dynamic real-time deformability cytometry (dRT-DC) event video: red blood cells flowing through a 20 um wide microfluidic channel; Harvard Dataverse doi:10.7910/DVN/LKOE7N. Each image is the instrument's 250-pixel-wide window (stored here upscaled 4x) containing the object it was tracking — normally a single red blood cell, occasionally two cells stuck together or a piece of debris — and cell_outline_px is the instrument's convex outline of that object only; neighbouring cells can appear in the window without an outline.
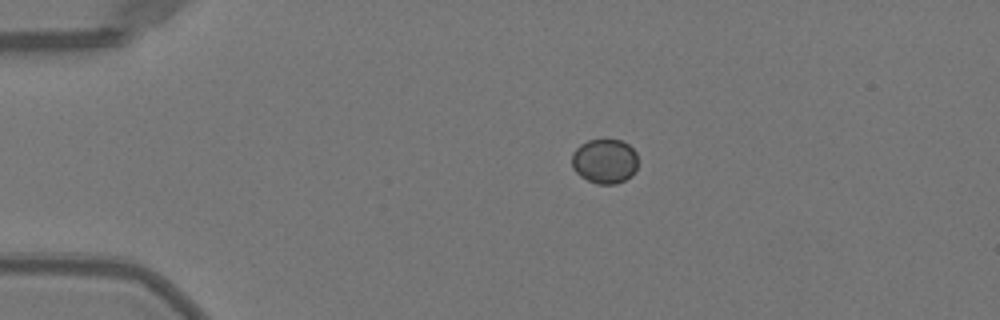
{"species": "Egyptian fruit bat (a non-hibernating species)", "species_latin": "Rousettus aegyptiacus", "temperature_condition": "warm", "stored_images_in_passage": 41, "camera_frame_rate_fps": 3000, "um_per_image_px": 0.085, "animal": {"sex": "female"}, "frame": {"image": 1, "passage_image": 1, "time_ms": 0.0, "image_size_px": [1000, 320], "cell_outline_px": [[636, 168], [632, 176], [616, 184], [596, 184], [580, 176], [572, 168], [572, 152], [580, 144], [588, 140], [620, 140], [628, 144], [636, 152]], "centroid_in_image_um": [51.38, 13.7], "position_along_channel_um": 33.6, "area_um2": 17.22}}
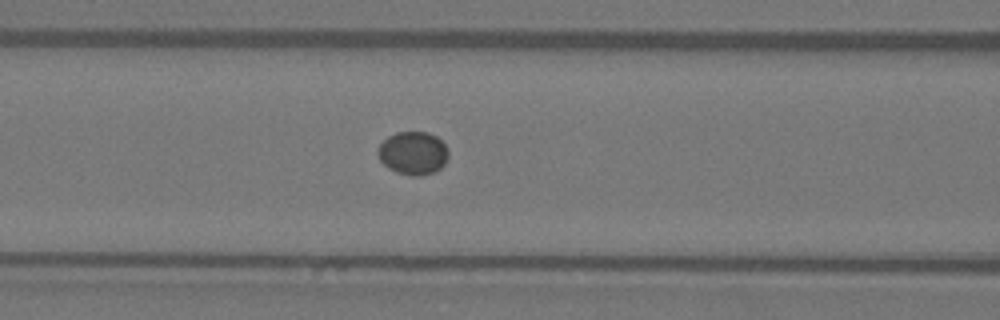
{"frame": {"image": 2, "passage_image": 12, "time_ms": 3.667, "image_size_px": [1000, 320], "cell_outline_px": [[448, 156], [444, 164], [440, 168], [432, 172], [420, 176], [408, 176], [396, 172], [388, 168], [380, 160], [376, 152], [376, 148], [388, 136], [396, 132], [428, 132], [436, 136], [448, 148]], "centroid_in_image_um": [35.08, 13.01], "position_along_channel_um": 131.5, "area_um2": 17.86}}
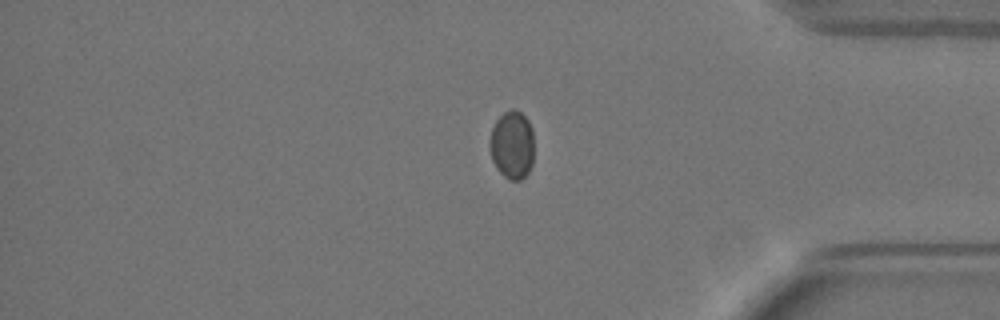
{"frame": {"image": 3, "passage_image": 33, "time_ms": 10.667, "image_size_px": [1000, 320], "cell_outline_px": [[532, 164], [528, 172], [520, 180], [508, 180], [496, 168], [492, 160], [488, 144], [492, 128], [496, 120], [504, 112], [512, 108], [520, 112], [528, 120], [532, 128]], "centroid_in_image_um": [43.5, 12.31], "position_along_channel_um": 391.7, "area_um2": 17.63}}